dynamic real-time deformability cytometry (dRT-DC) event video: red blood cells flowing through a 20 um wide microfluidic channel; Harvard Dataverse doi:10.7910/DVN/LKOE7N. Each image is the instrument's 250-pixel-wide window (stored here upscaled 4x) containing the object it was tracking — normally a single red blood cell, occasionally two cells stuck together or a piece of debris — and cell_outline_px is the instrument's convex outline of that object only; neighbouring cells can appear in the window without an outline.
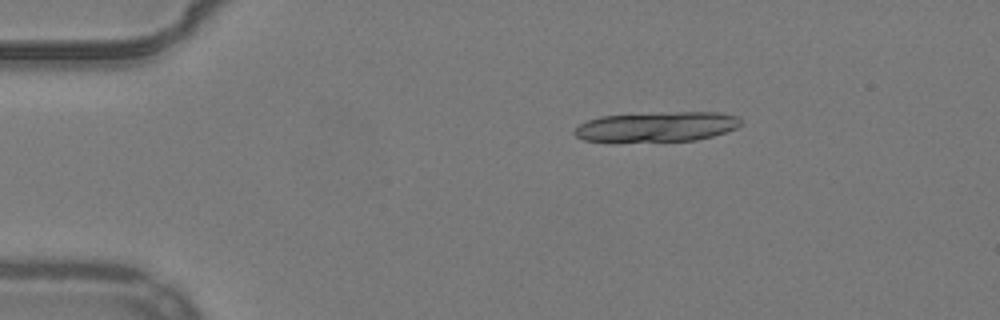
{"species": "common noctule bat (a hibernating species)", "species_latin": "Nyctalus noctula", "temperature_condition": "warm", "stored_images_in_passage": 10, "camera_frame_rate_fps": 3000, "um_per_image_px": 0.085, "animal": {"sex": "male", "body_mass_g": 19.2, "forearm_length_mm": 51.8}, "frame": {"image": 1, "passage_image": 1, "time_ms": 0.0, "image_size_px": [1000, 320], "cell_outline_px": [[740, 124], [736, 128], [712, 136], [696, 140], [612, 144], [584, 140], [576, 136], [572, 132], [580, 124], [588, 120], [600, 116], [660, 112], [720, 112], [740, 116]], "centroid_in_image_um": [55.75, 10.8], "position_along_channel_um": 29.2, "area_um2": 30.11}}